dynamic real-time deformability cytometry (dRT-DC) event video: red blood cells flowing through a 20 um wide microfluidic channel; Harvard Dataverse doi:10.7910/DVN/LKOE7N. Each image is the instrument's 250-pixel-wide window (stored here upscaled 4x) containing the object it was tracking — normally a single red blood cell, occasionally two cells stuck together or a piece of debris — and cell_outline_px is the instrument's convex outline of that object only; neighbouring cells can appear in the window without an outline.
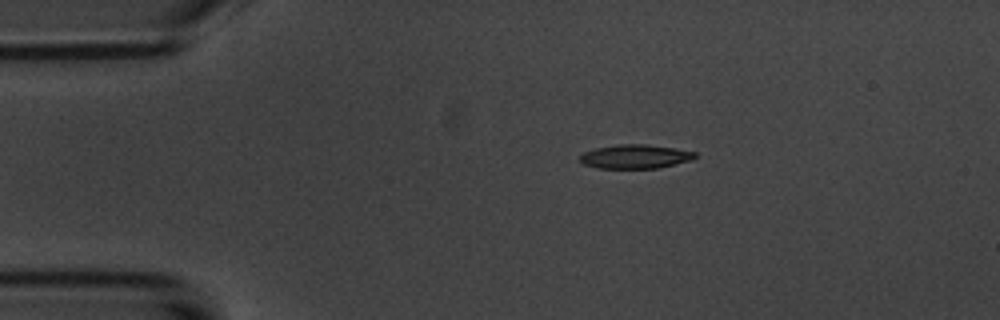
{"species": "common noctule bat (a hibernating species)", "species_latin": "Nyctalus noctula", "temperature_condition": "room temperature", "stored_images_in_passage": 3, "camera_frame_rate_fps": 3000, "um_per_image_px": 0.085, "animal": {"sex": "male", "body_mass_g": 20.1, "forearm_length_mm": 53.5}, "frame": {"image": 1, "passage_image": 1, "time_ms": 0.0, "image_size_px": [1000, 320], "cell_outline_px": [[696, 156], [692, 160], [660, 168], [596, 168], [584, 164], [580, 160], [580, 156], [584, 152], [596, 148], [620, 144], [644, 144], [672, 148], [696, 152]], "centroid_in_image_um": [54.0, 13.31], "position_along_channel_um": 31.0, "area_um2": 15.95}}